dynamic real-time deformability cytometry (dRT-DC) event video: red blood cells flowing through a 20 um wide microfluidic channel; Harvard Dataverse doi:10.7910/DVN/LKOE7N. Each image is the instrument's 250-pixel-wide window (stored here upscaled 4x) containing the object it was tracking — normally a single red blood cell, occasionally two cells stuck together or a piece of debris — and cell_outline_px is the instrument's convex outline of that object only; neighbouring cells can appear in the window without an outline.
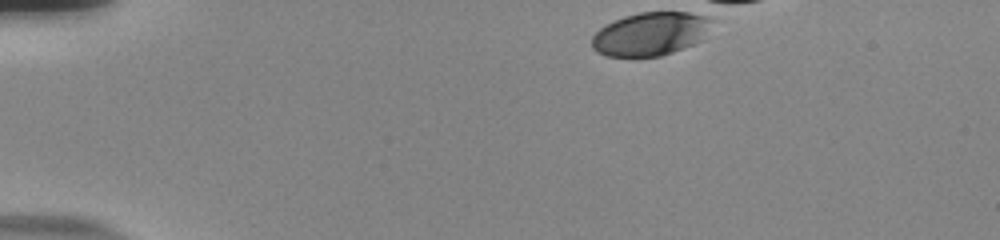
{"species": "human", "species_latin": "Homo sapiens", "temperature_condition": "room temperature", "stored_images_in_passage": 37, "camera_frame_rate_fps": 3000, "um_per_image_px": 0.085, "donor": {"sex": "male"}, "frame": {"image": 1, "passage_image": 1, "time_ms": 0.0, "image_size_px": [1000, 240], "cell_outline_px": [[708, 20], [700, 40], [692, 44], [672, 52], [660, 56], [604, 56], [596, 52], [592, 48], [592, 36], [600, 28], [624, 16], [640, 12], [704, 12]], "centroid_in_image_um": [55.21, 2.88], "position_along_channel_um": 29.8, "area_um2": 29.71}}
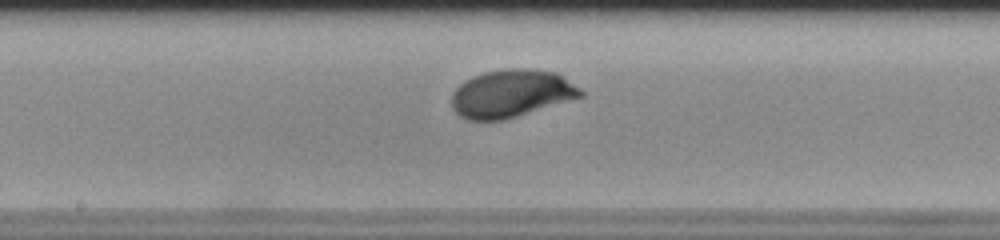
{"frame": {"image": 2, "passage_image": 22, "time_ms": 7.0, "image_size_px": [1000, 240], "cell_outline_px": [[584, 96], [504, 120], [468, 120], [460, 116], [452, 108], [452, 92], [464, 80], [472, 76], [484, 72], [504, 68], [528, 68], [556, 72], [580, 88], [584, 92]], "centroid_in_image_um": [43.45, 7.94], "position_along_channel_um": 204.8, "area_um2": 36.01}}
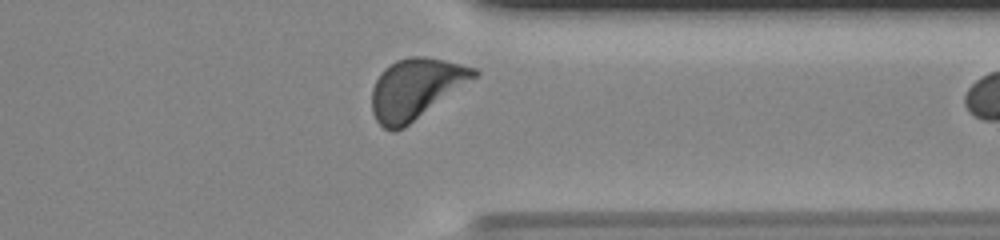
{"frame": {"image": 3, "passage_image": 36, "time_ms": 11.667, "image_size_px": [1000, 240], "cell_outline_px": [[480, 72], [476, 76], [404, 128], [396, 132], [392, 132], [384, 128], [376, 120], [372, 112], [372, 88], [380, 72], [384, 68], [396, 60], [408, 56], [424, 56], [444, 60], [476, 68]], "centroid_in_image_um": [35.28, 7.54], "position_along_channel_um": 376.1, "area_um2": 35.66}}